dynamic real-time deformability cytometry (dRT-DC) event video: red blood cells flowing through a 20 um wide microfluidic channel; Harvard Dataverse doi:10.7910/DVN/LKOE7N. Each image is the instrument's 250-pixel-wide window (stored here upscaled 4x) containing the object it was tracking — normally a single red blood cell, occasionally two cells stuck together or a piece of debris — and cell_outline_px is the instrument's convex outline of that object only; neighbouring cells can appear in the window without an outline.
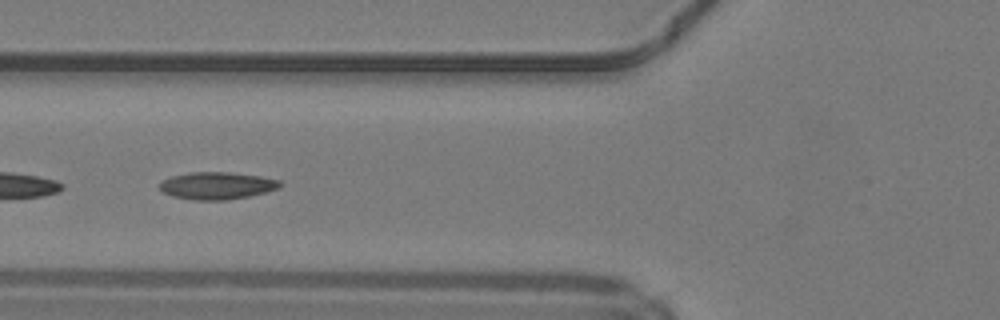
{"species": "common noctule bat (a hibernating species)", "species_latin": "Nyctalus noctula", "temperature_condition": "warm", "stored_images_in_passage": 48, "camera_frame_rate_fps": 3000, "um_per_image_px": 0.085, "animal": {"sex": "male", "body_mass_g": 19.2, "forearm_length_mm": 51.8}, "frame": {"image": 1, "passage_image": 18, "time_ms": 5.667, "image_size_px": [1000, 320], "cell_outline_px": [[280, 188], [248, 196], [228, 200], [192, 200], [172, 196], [164, 192], [160, 188], [160, 184], [164, 180], [172, 176], [192, 172], [228, 172], [260, 176], [280, 180]], "centroid_in_image_um": [18.45, 15.78], "position_along_channel_um": 107.4, "area_um2": 18.96}}
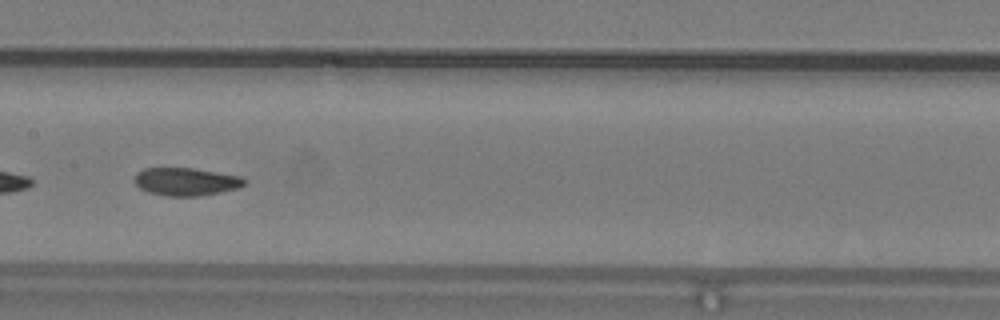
{"frame": {"image": 2, "passage_image": 24, "time_ms": 7.667, "image_size_px": [1000, 320], "cell_outline_px": [[248, 180], [240, 188], [200, 196], [164, 196], [148, 192], [140, 188], [136, 184], [136, 172], [144, 168], [192, 168], [244, 176]], "centroid_in_image_um": [15.86, 15.44], "position_along_channel_um": 191.5, "area_um2": 18.03}}
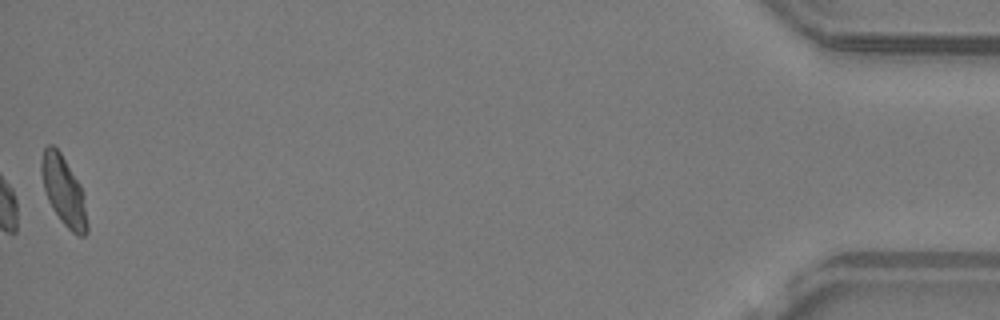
{"frame": {"image": 3, "passage_image": 48, "time_ms": 15.667, "image_size_px": [1000, 320], "cell_outline_px": [[88, 232], [84, 236], [76, 236], [60, 220], [52, 208], [48, 200], [44, 188], [40, 172], [40, 160], [44, 148], [48, 144], [52, 144], [60, 152], [80, 184], [88, 224]], "centroid_in_image_um": [5.39, 16.23], "position_along_channel_um": 429.8, "area_um2": 18.38}, "authors_computed_cell_mechanics": {"area_um2": 18.5249, "velocity_mm_per_s": 4.1868, "shape_relaxation_time_tau1_ms": null, "shape_relaxation_time_tau2_ms": 1.6856, "deformation_change_tau1": null, "deformation_change_tau2": 0.072}}